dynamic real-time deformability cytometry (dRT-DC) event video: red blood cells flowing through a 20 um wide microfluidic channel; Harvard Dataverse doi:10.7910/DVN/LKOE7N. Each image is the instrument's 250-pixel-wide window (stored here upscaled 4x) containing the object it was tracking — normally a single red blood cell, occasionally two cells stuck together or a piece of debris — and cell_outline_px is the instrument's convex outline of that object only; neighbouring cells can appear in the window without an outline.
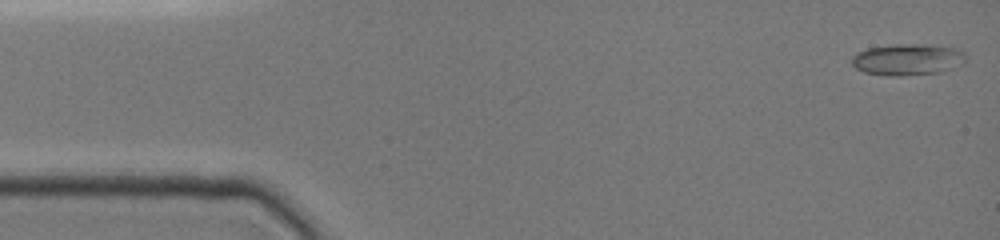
{"species": "common noctule bat (a hibernating species)", "species_latin": "Nyctalus noctula", "temperature_condition": "cold", "stored_images_in_passage": 11, "camera_frame_rate_fps": 3000, "um_per_image_px": 0.085, "animal": {"sex": "female", "body_mass_g": 19.0, "forearm_length_mm": 51.5}, "frame": {"image": 1, "passage_image": 1, "time_ms": 0.0, "image_size_px": [1000, 240], "cell_outline_px": [[964, 60], [960, 64], [940, 72], [900, 76], [892, 76], [864, 72], [856, 68], [852, 64], [852, 56], [868, 48], [892, 44], [928, 44], [956, 48], [964, 52]], "centroid_in_image_um": [77.12, 5.05], "position_along_channel_um": 7.9, "area_um2": 20.69}}
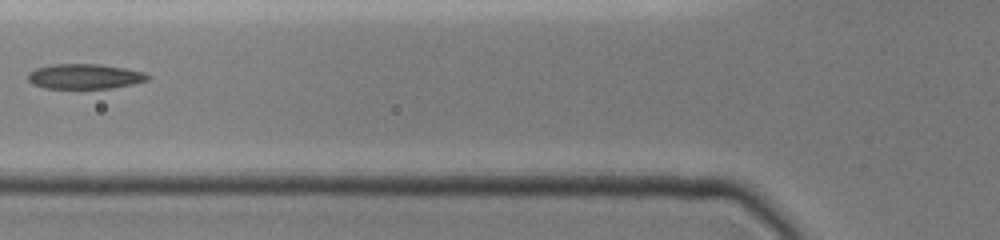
{"frame": {"image": 2, "passage_image": 8, "time_ms": 2.333, "image_size_px": [1000, 240], "cell_outline_px": [[148, 80], [132, 84], [108, 88], [44, 88], [32, 84], [28, 80], [28, 72], [36, 68], [52, 64], [96, 64], [124, 68], [144, 72], [148, 76]], "centroid_in_image_um": [7.14, 6.49], "position_along_channel_um": 118.7, "area_um2": 17.28}}
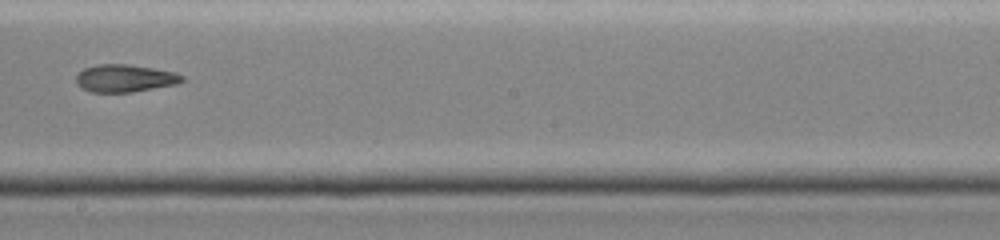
{"frame": {"image": 3, "passage_image": 11, "time_ms": 3.333, "image_size_px": [1000, 240], "cell_outline_px": [[184, 80], [176, 84], [128, 92], [92, 92], [80, 88], [76, 80], [76, 76], [84, 68], [96, 64], [128, 64], [176, 72], [184, 76]], "centroid_in_image_um": [10.59, 6.64], "position_along_channel_um": 237.6, "area_um2": 16.88}}